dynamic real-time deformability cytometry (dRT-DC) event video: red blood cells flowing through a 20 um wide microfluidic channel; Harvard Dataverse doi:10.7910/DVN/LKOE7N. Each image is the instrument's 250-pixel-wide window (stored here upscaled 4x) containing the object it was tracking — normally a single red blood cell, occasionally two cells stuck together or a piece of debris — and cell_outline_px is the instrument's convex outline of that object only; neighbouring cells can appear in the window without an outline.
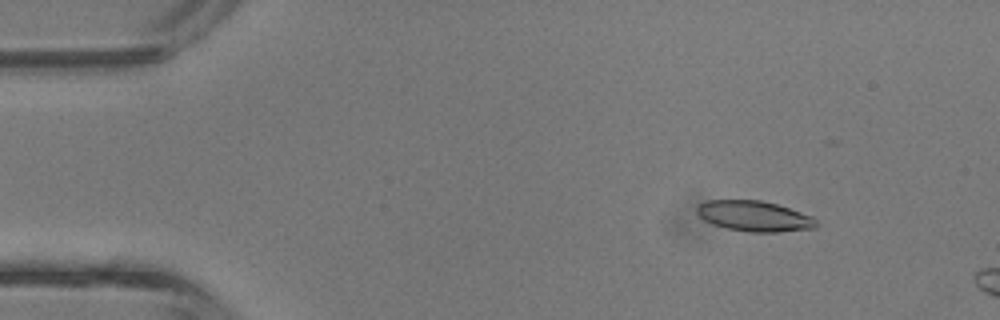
{"species": "common noctule bat (a hibernating species)", "species_latin": "Nyctalus noctula", "temperature_condition": "room temperature", "stored_images_in_passage": 3, "camera_frame_rate_fps": 3000, "um_per_image_px": 0.085, "animal": {"sex": "male", "body_mass_g": 13.3}, "frame": {"image": 1, "passage_image": 2, "time_ms": 0.333, "image_size_px": [1000, 320], "cell_outline_px": [[820, 224], [816, 228], [776, 232], [748, 232], [728, 228], [712, 224], [704, 220], [696, 212], [696, 208], [700, 204], [708, 200], [760, 200], [776, 204], [812, 216]], "centroid_in_image_um": [64.12, 18.37], "position_along_channel_um": 20.9, "area_um2": 21.15}}